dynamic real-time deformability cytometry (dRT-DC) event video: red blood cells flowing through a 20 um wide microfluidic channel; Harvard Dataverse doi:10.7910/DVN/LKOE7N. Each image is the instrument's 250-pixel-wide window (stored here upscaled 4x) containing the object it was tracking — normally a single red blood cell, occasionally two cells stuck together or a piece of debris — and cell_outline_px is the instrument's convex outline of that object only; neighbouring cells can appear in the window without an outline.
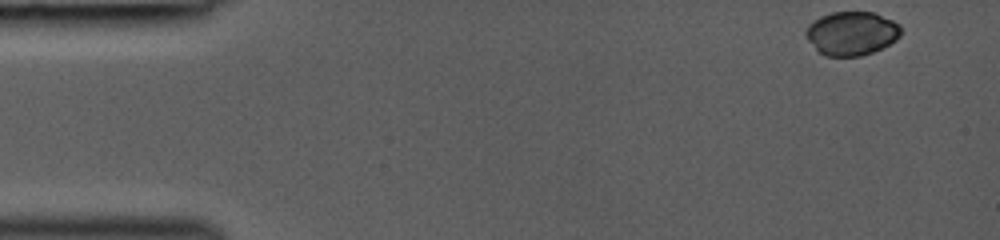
{"species": "common noctule bat (a hibernating species)", "species_latin": "Nyctalus noctula", "temperature_condition": "room temperature", "stored_images_in_passage": 25, "camera_frame_rate_fps": 3000, "um_per_image_px": 0.085, "animal": {"sex": "female", "body_mass_g": 19.0, "forearm_length_mm": 53.3}, "frame": {"image": 1, "passage_image": 1, "time_ms": 0.0, "image_size_px": [1000, 240], "cell_outline_px": [[900, 36], [896, 40], [872, 52], [860, 56], [824, 56], [804, 36], [804, 32], [808, 24], [820, 16], [832, 12], [872, 12], [892, 20], [900, 24]], "centroid_in_image_um": [72.36, 2.83], "position_along_channel_um": 12.6, "area_um2": 24.16}}
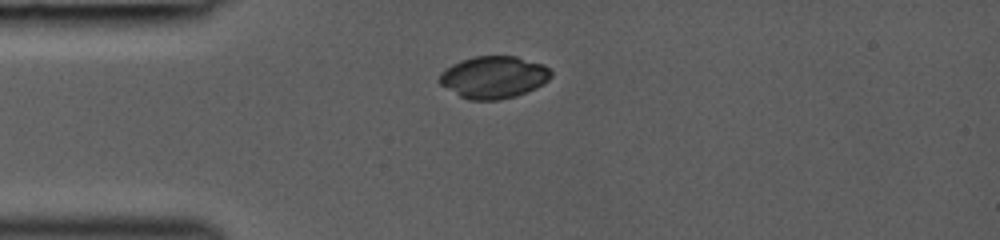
{"frame": {"image": 2, "passage_image": 15, "time_ms": 3.0, "image_size_px": [1000, 240], "cell_outline_px": [[552, 76], [544, 84], [536, 88], [516, 96], [500, 100], [468, 100], [460, 96], [440, 84], [436, 80], [440, 72], [452, 64], [460, 60], [476, 56], [516, 56], [544, 64], [552, 72]], "centroid_in_image_um": [41.96, 6.56], "position_along_channel_um": 43.0, "area_um2": 27.74}}
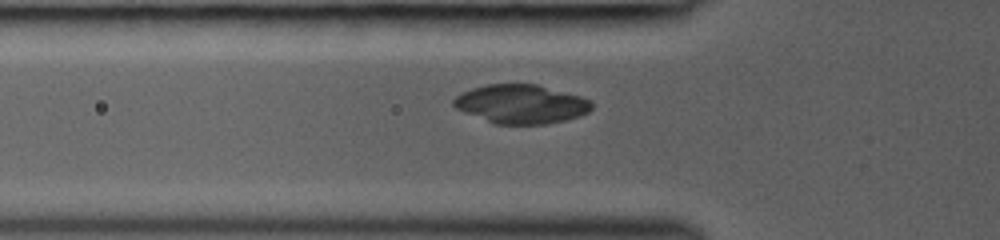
{"frame": {"image": 3, "passage_image": 21, "time_ms": 4.333, "image_size_px": [1000, 240], "cell_outline_px": [[592, 108], [588, 112], [580, 116], [548, 124], [492, 124], [464, 112], [456, 108], [452, 104], [452, 100], [460, 92], [472, 88], [488, 84], [536, 84], [580, 96], [588, 100], [592, 104]], "centroid_in_image_um": [44.25, 8.85], "position_along_channel_um": 81.6, "area_um2": 31.33}}